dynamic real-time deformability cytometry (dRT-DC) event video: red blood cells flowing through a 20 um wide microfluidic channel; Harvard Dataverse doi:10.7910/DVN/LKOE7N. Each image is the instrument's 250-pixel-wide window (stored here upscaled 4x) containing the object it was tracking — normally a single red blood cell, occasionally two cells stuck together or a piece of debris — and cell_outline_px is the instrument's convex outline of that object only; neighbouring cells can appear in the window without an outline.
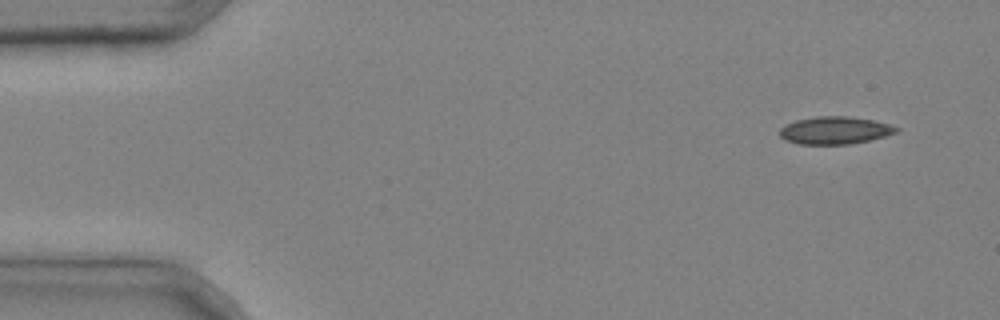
{"species": "common noctule bat (a hibernating species)", "species_latin": "Nyctalus noctula", "temperature_condition": "cold", "stored_images_in_passage": 4, "camera_frame_rate_fps": 3000, "um_per_image_px": 0.085, "animal": {"sex": "male", "body_mass_g": 20.4}, "frame": {"image": 1, "passage_image": 1, "time_ms": 0.0, "image_size_px": [1000, 320], "cell_outline_px": [[900, 132], [872, 140], [848, 144], [800, 144], [784, 140], [780, 136], [780, 128], [796, 120], [816, 116], [848, 116], [872, 120], [888, 124], [900, 128]], "centroid_in_image_um": [71.0, 11.08], "position_along_channel_um": 14.0, "area_um2": 18.79}}
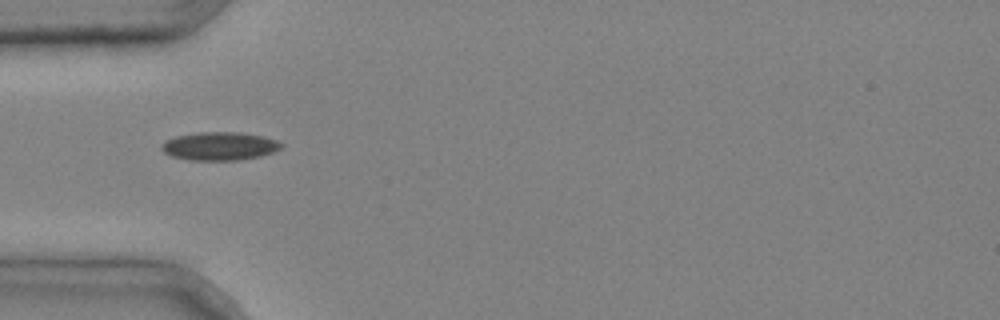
{"frame": {"image": 2, "passage_image": 4, "time_ms": 1.0, "image_size_px": [1000, 320], "cell_outline_px": [[284, 144], [280, 148], [272, 152], [260, 156], [236, 160], [192, 160], [172, 156], [164, 152], [160, 148], [160, 144], [164, 140], [176, 136], [200, 132], [240, 132], [264, 136], [276, 140]], "centroid_in_image_um": [18.64, 12.41], "position_along_channel_um": 66.4, "area_um2": 19.71}}